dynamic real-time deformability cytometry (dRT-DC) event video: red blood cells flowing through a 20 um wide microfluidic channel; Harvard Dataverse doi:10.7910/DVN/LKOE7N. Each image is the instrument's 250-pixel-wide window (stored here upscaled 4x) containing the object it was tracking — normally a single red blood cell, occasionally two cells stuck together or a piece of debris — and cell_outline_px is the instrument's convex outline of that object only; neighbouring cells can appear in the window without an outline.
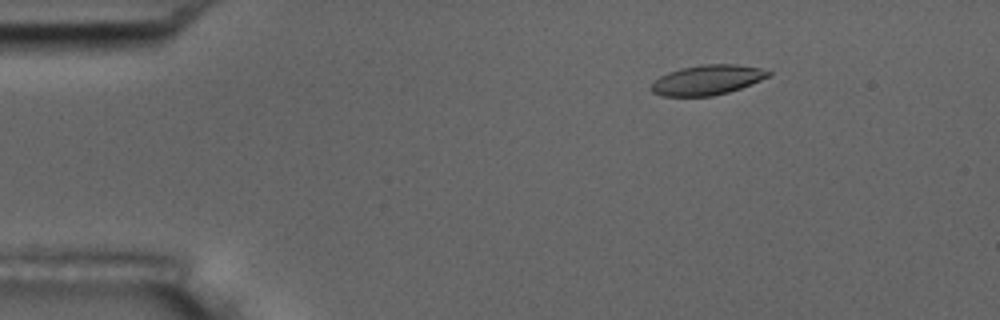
{"species": "common noctule bat (a hibernating species)", "species_latin": "Nyctalus noctula", "temperature_condition": "room temperature", "stored_images_in_passage": 2, "camera_frame_rate_fps": 3000, "um_per_image_px": 0.085, "animal": {"sex": "male", "body_mass_g": 17.5, "forearm_length_mm": 52.3}, "frame": {"image": 1, "passage_image": 1, "time_ms": 0.0, "image_size_px": [1000, 320], "cell_outline_px": [[772, 72], [768, 76], [760, 80], [740, 88], [728, 92], [712, 96], [660, 96], [652, 92], [648, 88], [660, 76], [668, 72], [680, 68], [700, 64], [736, 64], [760, 68]], "centroid_in_image_um": [60.07, 6.79], "position_along_channel_um": 24.9, "area_um2": 20.4}}